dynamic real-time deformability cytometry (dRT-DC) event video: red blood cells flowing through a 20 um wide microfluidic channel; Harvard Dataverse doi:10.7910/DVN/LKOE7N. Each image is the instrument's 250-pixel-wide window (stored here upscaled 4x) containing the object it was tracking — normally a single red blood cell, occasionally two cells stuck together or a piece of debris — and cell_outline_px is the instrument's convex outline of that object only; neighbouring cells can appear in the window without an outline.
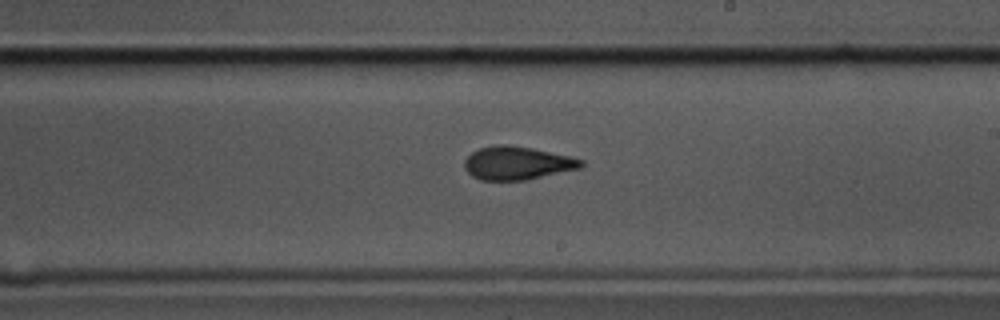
{"species": "common noctule bat (a hibernating species)", "species_latin": "Nyctalus noctula", "temperature_condition": "cold", "stored_images_in_passage": 42, "camera_frame_rate_fps": 3000, "um_per_image_px": 0.085, "animal": {"sex": "male", "body_mass_g": 17.5, "forearm_length_mm": 52.3}, "frame": {"image": 1, "passage_image": 18, "time_ms": 5.667, "image_size_px": [1000, 320], "cell_outline_px": [[584, 164], [580, 168], [524, 180], [480, 180], [472, 176], [464, 168], [464, 160], [472, 152], [480, 148], [496, 144], [508, 144], [532, 148], [568, 156], [584, 160]], "centroid_in_image_um": [43.93, 13.85], "position_along_channel_um": 245.1, "area_um2": 22.48}}
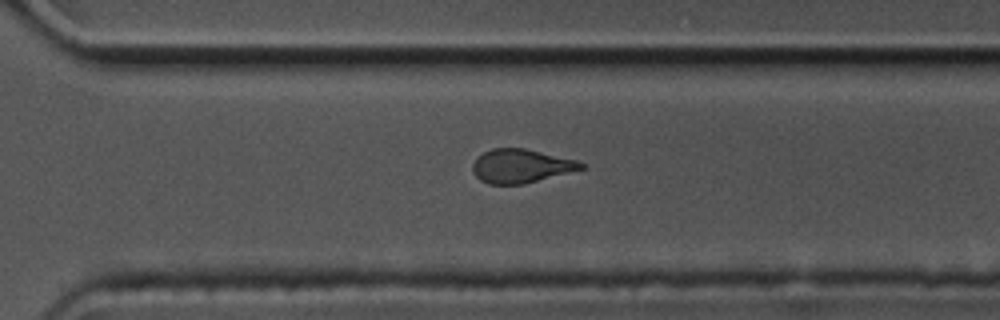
{"frame": {"image": 2, "passage_image": 25, "time_ms": 8.0, "image_size_px": [1000, 320], "cell_outline_px": [[588, 168], [524, 184], [488, 184], [480, 180], [472, 172], [472, 164], [476, 156], [492, 148], [524, 148], [576, 160], [588, 164]], "centroid_in_image_um": [44.3, 14.11], "position_along_channel_um": 326.3, "area_um2": 21.62}}
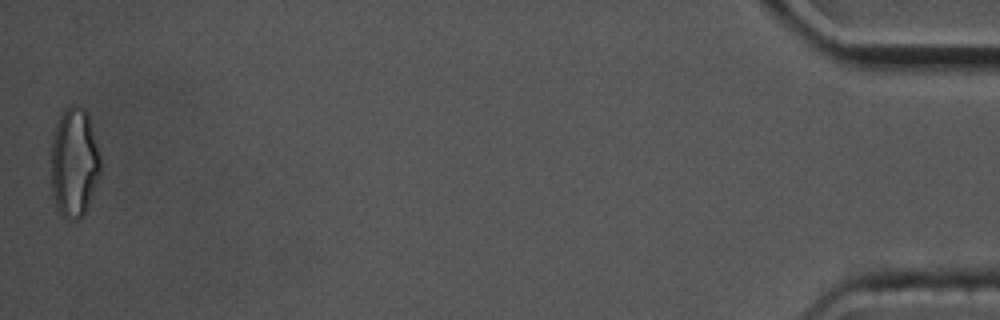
{"frame": {"image": 3, "passage_image": 42, "time_ms": 13.667, "image_size_px": [1000, 320], "cell_outline_px": [[100, 172], [88, 204], [84, 212], [76, 220], [72, 220], [64, 216], [56, 208], [52, 192], [52, 136], [56, 124], [60, 116], [72, 104], [76, 104], [84, 108], [88, 112], [100, 156]], "centroid_in_image_um": [6.3, 13.78], "position_along_channel_um": 428.9, "area_um2": 31.1}, "authors_computed_cell_mechanics": {"area_um2": 23.0911, "velocity_mm_per_s": 3.4869, "shape_relaxation_time_tau1_ms": null, "shape_relaxation_time_tau2_ms": 2.1304, "deformation_change_tau1": null, "deformation_change_tau2": 0.0821}}